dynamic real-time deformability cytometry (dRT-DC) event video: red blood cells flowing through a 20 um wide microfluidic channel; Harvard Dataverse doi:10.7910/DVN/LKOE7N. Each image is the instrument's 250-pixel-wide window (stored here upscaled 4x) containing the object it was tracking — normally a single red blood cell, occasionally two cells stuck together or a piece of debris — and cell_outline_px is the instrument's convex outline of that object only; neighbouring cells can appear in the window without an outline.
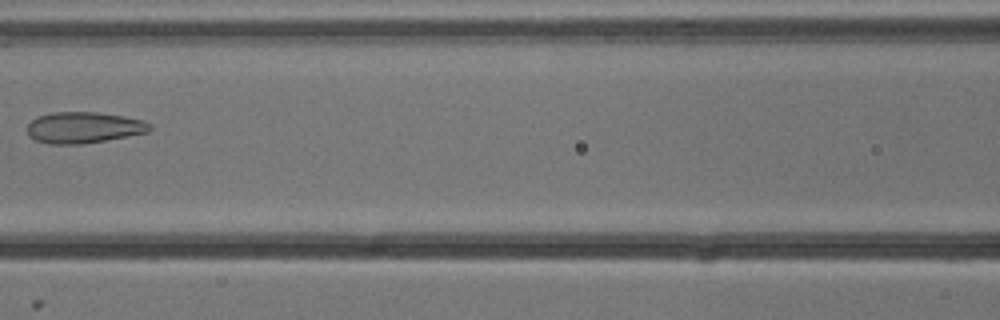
{"species": "common noctule bat (a hibernating species)", "species_latin": "Nyctalus noctula", "temperature_condition": "cold", "stored_images_in_passage": 8, "camera_frame_rate_fps": 3000, "um_per_image_px": 0.085, "animal": {"sex": "male", "body_mass_g": 13.3}, "frame": {"image": 1, "passage_image": 7, "time_ms": 2.0, "image_size_px": [1000, 320], "cell_outline_px": [[152, 128], [148, 132], [84, 144], [48, 144], [36, 140], [28, 136], [28, 124], [32, 120], [40, 116], [52, 112], [96, 112], [124, 116], [144, 120], [152, 124]], "centroid_in_image_um": [7.13, 10.84], "position_along_channel_um": 159.5, "area_um2": 22.31}}
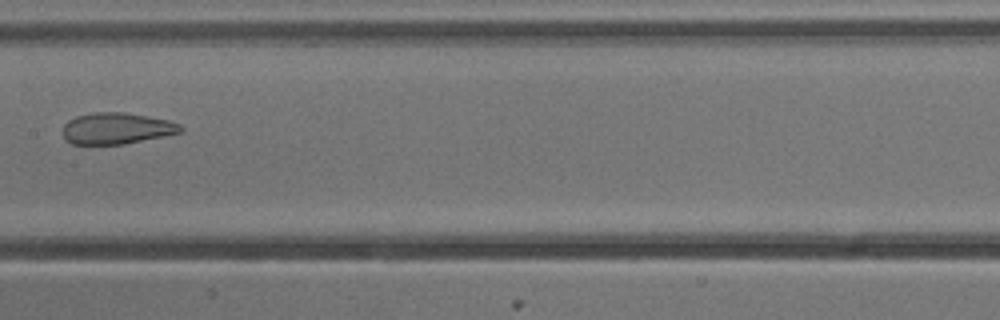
{"frame": {"image": 2, "passage_image": 8, "time_ms": 2.333, "image_size_px": [1000, 320], "cell_outline_px": [[184, 132], [124, 144], [72, 144], [64, 140], [64, 124], [68, 120], [76, 116], [92, 112], [124, 112], [148, 116], [168, 120], [180, 124], [184, 128]], "centroid_in_image_um": [9.93, 10.91], "position_along_channel_um": 197.5, "area_um2": 21.68}}